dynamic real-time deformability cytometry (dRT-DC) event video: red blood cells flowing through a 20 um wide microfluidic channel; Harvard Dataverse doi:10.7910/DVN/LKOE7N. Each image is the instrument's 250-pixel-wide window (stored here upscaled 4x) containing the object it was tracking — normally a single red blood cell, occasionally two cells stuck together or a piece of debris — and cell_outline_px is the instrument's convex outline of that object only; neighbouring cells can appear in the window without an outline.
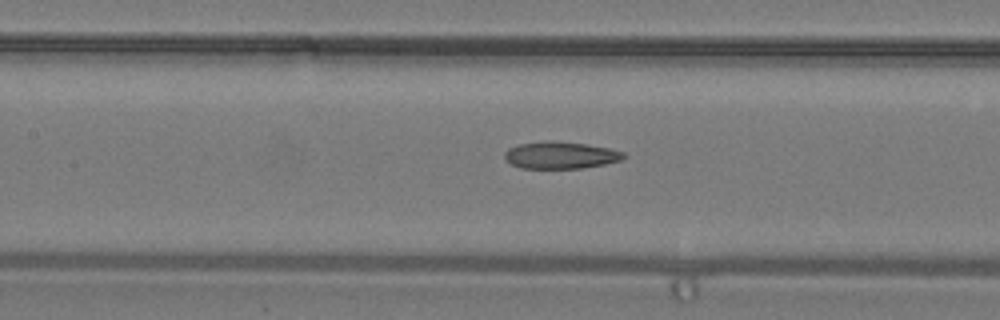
{"species": "common noctule bat (a hibernating species)", "species_latin": "Nyctalus noctula", "temperature_condition": "warm", "stored_images_in_passage": 26, "camera_frame_rate_fps": 3000, "um_per_image_px": 0.085, "animal": {"sex": "male", "body_mass_g": 19.2, "forearm_length_mm": 51.8}, "frame": {"image": 1, "passage_image": 6, "time_ms": 1.667, "image_size_px": [1000, 320], "cell_outline_px": [[628, 156], [620, 160], [604, 164], [580, 168], [520, 168], [512, 164], [504, 156], [504, 152], [508, 148], [520, 144], [548, 140], [552, 140], [588, 144], [608, 148], [624, 152]], "centroid_in_image_um": [47.65, 13.18], "position_along_channel_um": 159.7, "area_um2": 18.73}}
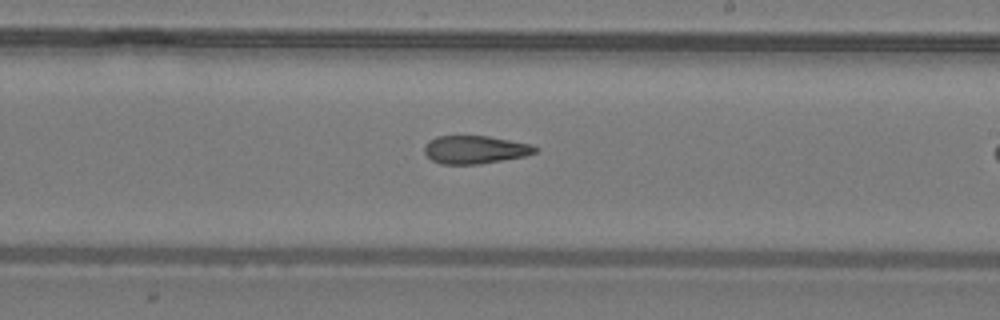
{"frame": {"image": 2, "passage_image": 11, "time_ms": 3.333, "image_size_px": [1000, 320], "cell_outline_px": [[540, 148], [536, 152], [524, 156], [480, 164], [440, 164], [432, 160], [424, 152], [424, 148], [428, 140], [436, 136], [488, 136], [532, 144]], "centroid_in_image_um": [40.38, 12.71], "position_along_channel_um": 248.6, "area_um2": 18.15}}
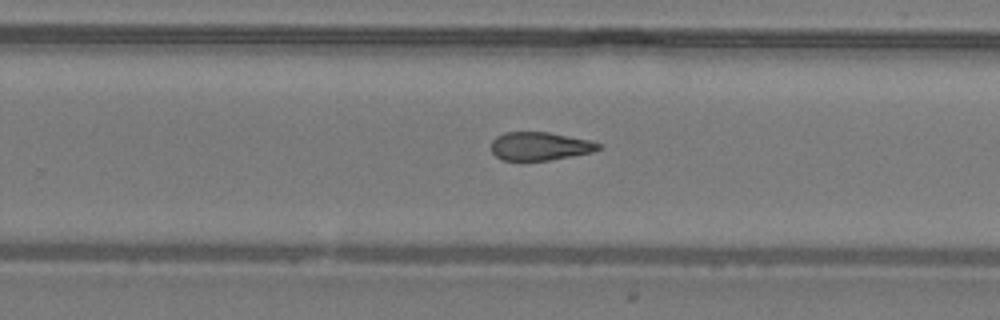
{"frame": {"image": 3, "passage_image": 13, "time_ms": 4.0, "image_size_px": [1000, 320], "cell_outline_px": [[604, 144], [600, 148], [592, 152], [548, 160], [500, 160], [492, 152], [492, 140], [496, 136], [504, 132], [548, 132], [592, 140]], "centroid_in_image_um": [45.91, 12.41], "position_along_channel_um": 283.9, "area_um2": 17.74}}